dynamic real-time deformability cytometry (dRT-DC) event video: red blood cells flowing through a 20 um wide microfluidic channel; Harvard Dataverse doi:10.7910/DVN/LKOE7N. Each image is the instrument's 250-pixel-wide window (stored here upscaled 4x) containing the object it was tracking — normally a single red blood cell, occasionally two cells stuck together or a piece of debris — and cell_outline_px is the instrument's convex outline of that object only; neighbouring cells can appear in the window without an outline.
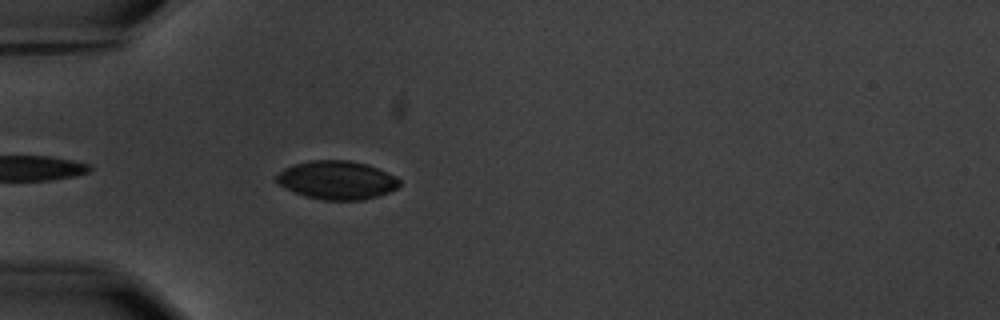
{"species": "common noctule bat (a hibernating species)", "species_latin": "Nyctalus noctula", "temperature_condition": "warm", "stored_images_in_passage": 5, "camera_frame_rate_fps": 3000, "um_per_image_px": 0.085, "animal": {"sex": "male", "body_mass_g": 20.1, "forearm_length_mm": 53.5}, "frame": {"image": 1, "passage_image": 5, "time_ms": 5.0, "image_size_px": [1000, 320], "cell_outline_px": [[400, 184], [396, 188], [388, 192], [364, 200], [324, 200], [292, 192], [280, 184], [272, 176], [284, 168], [292, 164], [308, 160], [348, 160], [368, 164], [396, 176], [400, 180]], "centroid_in_image_um": [28.6, 15.29], "position_along_channel_um": 56.4, "area_um2": 27.74}}